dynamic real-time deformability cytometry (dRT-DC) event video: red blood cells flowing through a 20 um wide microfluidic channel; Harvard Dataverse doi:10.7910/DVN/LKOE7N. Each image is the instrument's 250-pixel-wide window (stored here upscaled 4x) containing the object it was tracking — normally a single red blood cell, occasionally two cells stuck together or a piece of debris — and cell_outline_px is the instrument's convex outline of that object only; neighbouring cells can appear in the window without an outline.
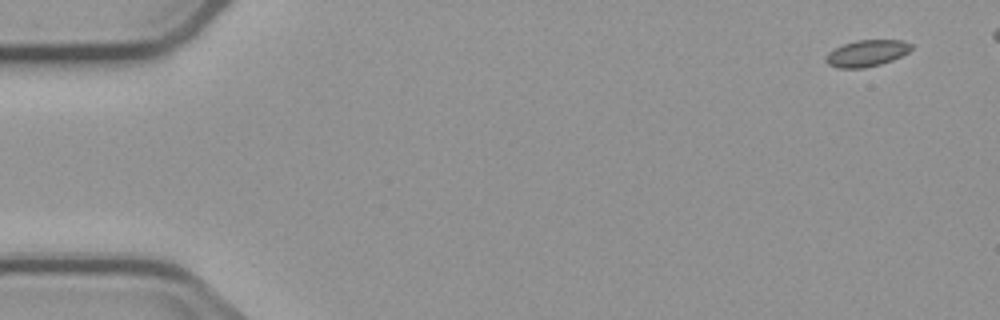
{"species": "common noctule bat (a hibernating species)", "species_latin": "Nyctalus noctula", "temperature_condition": "cold", "stored_images_in_passage": 3, "camera_frame_rate_fps": 3000, "um_per_image_px": 0.085, "animal": {"sex": "male", "body_mass_g": 23.1, "forearm_length_mm": 52.7}, "frame": {"image": 1, "passage_image": 1, "time_ms": 0.0, "image_size_px": [1000, 320], "cell_outline_px": [[912, 48], [908, 52], [892, 60], [880, 64], [864, 68], [840, 68], [828, 64], [824, 60], [824, 56], [828, 52], [844, 44], [856, 40], [904, 40], [912, 44]], "centroid_in_image_um": [73.66, 4.52], "position_along_channel_um": 11.3, "area_um2": 13.18}}